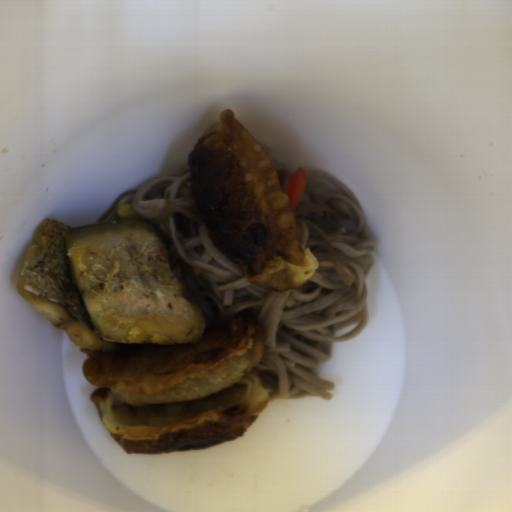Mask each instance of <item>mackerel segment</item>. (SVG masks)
<instances>
[{
	"label": "mackerel segment",
	"instance_id": "obj_1",
	"mask_svg": "<svg viewBox=\"0 0 512 512\" xmlns=\"http://www.w3.org/2000/svg\"><path fill=\"white\" fill-rule=\"evenodd\" d=\"M17 292L77 349L195 344L206 313L164 230L148 219L71 228L45 219Z\"/></svg>",
	"mask_w": 512,
	"mask_h": 512
}]
</instances>
